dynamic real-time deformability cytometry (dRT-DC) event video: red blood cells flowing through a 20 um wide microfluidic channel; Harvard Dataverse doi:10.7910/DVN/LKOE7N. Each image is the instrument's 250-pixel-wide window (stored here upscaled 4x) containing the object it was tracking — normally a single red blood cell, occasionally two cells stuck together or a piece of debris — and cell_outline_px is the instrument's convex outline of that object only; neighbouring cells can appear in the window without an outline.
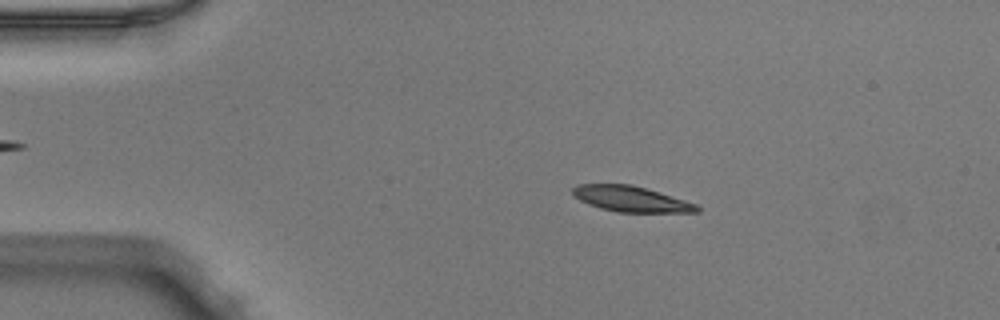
{"species": "Egyptian fruit bat (a non-hibernating species)", "species_latin": "Rousettus aegyptiacus", "temperature_condition": "warm", "stored_images_in_passage": 44, "camera_frame_rate_fps": 3000, "um_per_image_px": 0.085, "animal": {"sex": "male"}, "frame": {"image": 1, "passage_image": 3, "time_ms": 0.667, "image_size_px": [1000, 320], "cell_outline_px": [[700, 212], [616, 212], [600, 208], [588, 204], [572, 196], [572, 188], [576, 184], [632, 184], [684, 200], [696, 204], [700, 208]], "centroid_in_image_um": [53.58, 16.91], "position_along_channel_um": 31.4, "area_um2": 18.5}}
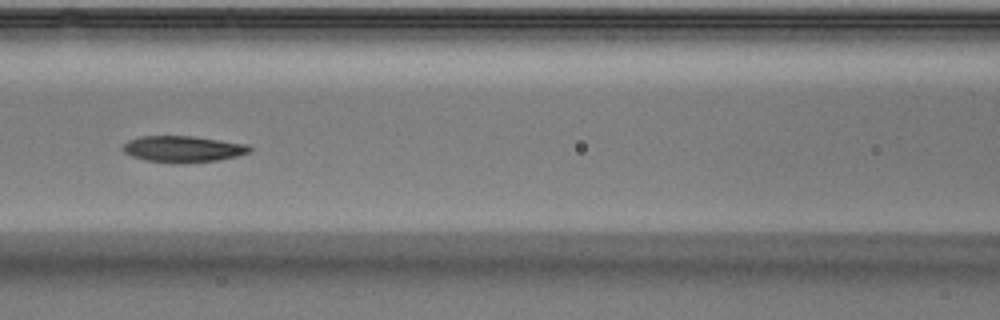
{"frame": {"image": 2, "passage_image": 16, "time_ms": 5.0, "image_size_px": [1000, 320], "cell_outline_px": [[252, 152], [236, 156], [216, 160], [144, 160], [132, 156], [124, 152], [120, 148], [128, 140], [140, 136], [192, 136], [244, 144], [252, 148]], "centroid_in_image_um": [15.51, 12.61], "position_along_channel_um": 151.1, "area_um2": 18.38}}
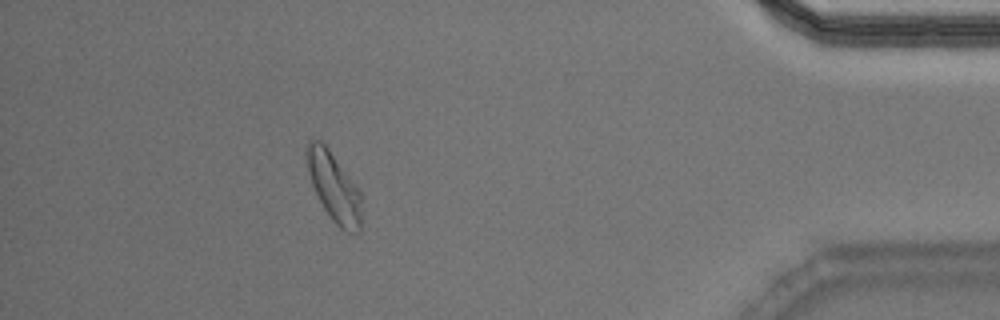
{"frame": {"image": 3, "passage_image": 39, "time_ms": 12.667, "image_size_px": [1000, 320], "cell_outline_px": [[360, 232], [348, 232], [340, 228], [332, 220], [324, 208], [312, 184], [304, 152], [308, 140], [320, 140], [328, 148], [360, 192]], "centroid_in_image_um": [28.35, 15.88], "position_along_channel_um": 406.8, "area_um2": 21.44}, "authors_computed_cell_mechanics": {"area_um2": 19.6809, "velocity_mm_per_s": 3.9611, "shape_relaxation_time_tau1_ms": 2.9938, "shape_relaxation_time_tau2_ms": 2.6179, "deformation_change_tau1": 0.1311, "deformation_change_tau2": 0.07}}